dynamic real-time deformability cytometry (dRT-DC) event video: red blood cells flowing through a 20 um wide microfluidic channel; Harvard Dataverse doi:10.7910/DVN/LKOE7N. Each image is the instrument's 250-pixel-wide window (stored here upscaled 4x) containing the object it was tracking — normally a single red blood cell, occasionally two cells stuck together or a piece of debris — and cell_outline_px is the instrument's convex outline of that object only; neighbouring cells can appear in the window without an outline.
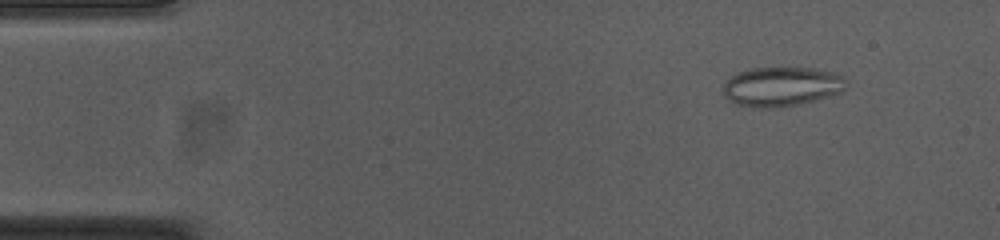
{"species": "common noctule bat (a hibernating species)", "species_latin": "Nyctalus noctula", "temperature_condition": "cold", "stored_images_in_passage": 54, "camera_frame_rate_fps": 3000, "um_per_image_px": 0.085, "animal": {"sex": "female", "body_mass_g": 23.0, "forearm_length_mm": 53.4}, "frame": {"image": 1, "passage_image": 6, "time_ms": 1.667, "image_size_px": [1000, 240], "cell_outline_px": [[848, 84], [840, 92], [812, 100], [796, 104], [776, 108], [756, 108], [736, 104], [728, 100], [724, 96], [724, 84], [736, 72], [752, 68], [812, 68], [832, 72], [844, 76]], "centroid_in_image_um": [66.41, 7.35], "position_along_channel_um": 18.6, "area_um2": 28.09}}
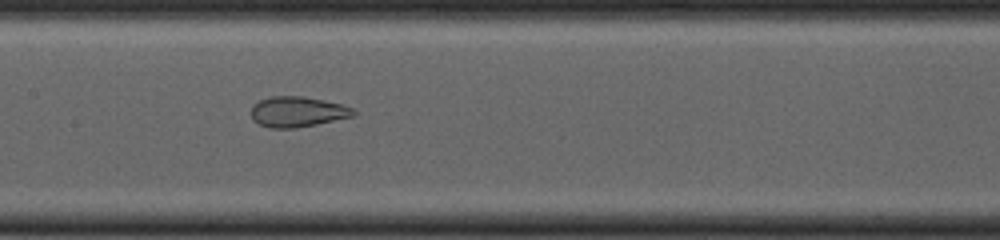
{"frame": {"image": 2, "passage_image": 26, "time_ms": 8.333, "image_size_px": [1000, 240], "cell_outline_px": [[356, 116], [316, 124], [292, 128], [272, 128], [260, 124], [252, 120], [252, 104], [260, 100], [272, 96], [304, 96], [340, 104], [352, 108], [356, 112]], "centroid_in_image_um": [25.29, 9.5], "position_along_channel_um": 182.1, "area_um2": 18.03}}
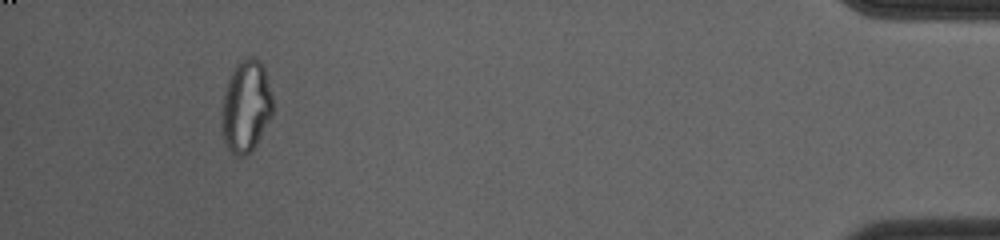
{"frame": {"image": 3, "passage_image": 50, "time_ms": 16.333, "image_size_px": [1000, 240], "cell_outline_px": [[272, 116], [252, 152], [244, 156], [236, 156], [228, 148], [224, 140], [220, 124], [220, 116], [224, 92], [228, 80], [236, 64], [244, 56], [252, 56], [260, 60], [264, 68], [272, 96]], "centroid_in_image_um": [20.89, 9.04], "position_along_channel_um": 414.3, "area_um2": 27.74}, "authors_computed_cell_mechanics": {"area_um2": 25.5187, "velocity_mm_per_s": 3.7531, "shape_relaxation_time_tau1_ms": null, "shape_relaxation_time_tau2_ms": 1.293, "deformation_change_tau1": null, "deformation_change_tau2": 0.0796}}